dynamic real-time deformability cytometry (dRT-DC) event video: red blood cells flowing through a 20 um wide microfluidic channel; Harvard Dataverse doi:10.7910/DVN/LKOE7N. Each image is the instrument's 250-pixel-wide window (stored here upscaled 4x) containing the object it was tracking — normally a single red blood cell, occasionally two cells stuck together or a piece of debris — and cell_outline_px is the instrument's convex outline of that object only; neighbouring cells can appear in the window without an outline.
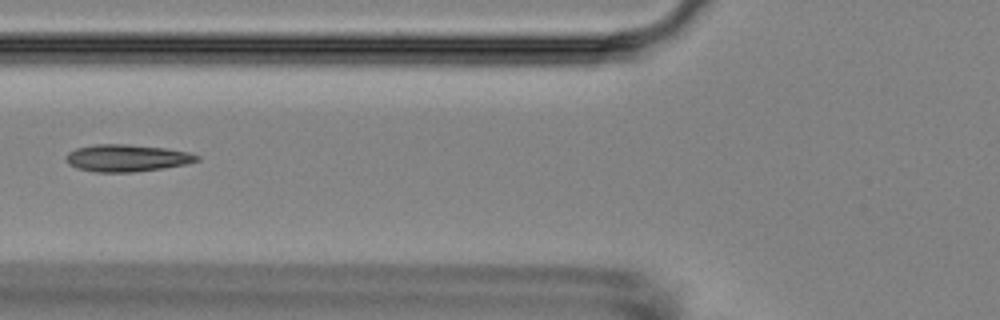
{"species": "Egyptian fruit bat (a non-hibernating species)", "species_latin": "Rousettus aegyptiacus", "temperature_condition": "room temperature", "stored_images_in_passage": 4, "camera_frame_rate_fps": 3000, "um_per_image_px": 0.085, "animal": {"sex": "female"}, "frame": {"image": 1, "passage_image": 3, "time_ms": 3.0, "image_size_px": [1000, 320], "cell_outline_px": [[200, 160], [184, 164], [164, 168], [132, 172], [96, 172], [76, 168], [68, 164], [64, 160], [64, 156], [68, 152], [76, 148], [96, 144], [128, 144], [164, 148], [188, 152], [200, 156]], "centroid_in_image_um": [10.73, 13.43], "position_along_channel_um": 115.1, "area_um2": 20.75}}